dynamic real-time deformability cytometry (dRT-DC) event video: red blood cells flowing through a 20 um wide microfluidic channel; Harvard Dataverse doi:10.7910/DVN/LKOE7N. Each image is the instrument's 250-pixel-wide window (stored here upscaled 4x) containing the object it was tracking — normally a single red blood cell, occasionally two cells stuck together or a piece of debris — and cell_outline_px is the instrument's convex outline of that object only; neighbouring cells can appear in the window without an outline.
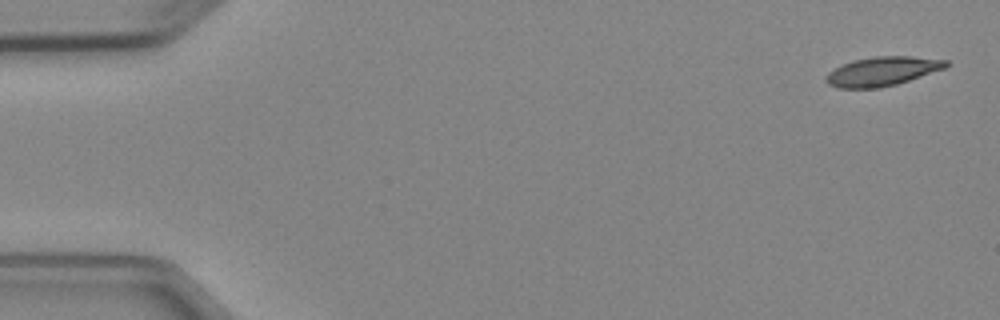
{"species": "Egyptian fruit bat (a non-hibernating species)", "species_latin": "Rousettus aegyptiacus", "temperature_condition": "cold", "stored_images_in_passage": 6, "camera_frame_rate_fps": 3000, "um_per_image_px": 0.085, "animal": {"sex": "female"}, "frame": {"image": 1, "passage_image": 1, "time_ms": 0.0, "image_size_px": [1000, 320], "cell_outline_px": [[948, 68], [896, 84], [880, 88], [840, 88], [828, 84], [824, 80], [824, 76], [828, 72], [852, 60], [872, 56], [912, 56], [948, 60]], "centroid_in_image_um": [75.01, 6.05], "position_along_channel_um": 10.0, "area_um2": 20.52}}
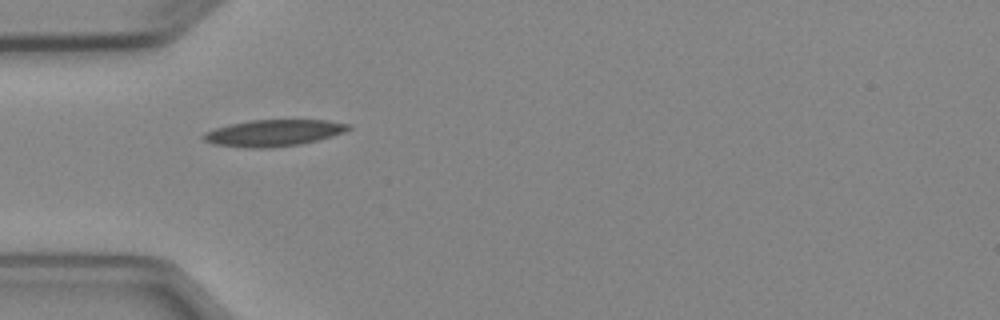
{"frame": {"image": 2, "passage_image": 5, "time_ms": 4.667, "image_size_px": [1000, 320], "cell_outline_px": [[352, 128], [344, 132], [316, 140], [300, 144], [272, 148], [244, 148], [212, 144], [204, 140], [200, 136], [204, 132], [228, 124], [252, 120], [328, 120], [352, 124]], "centroid_in_image_um": [23.22, 11.3], "position_along_channel_um": 61.8, "area_um2": 22.6}}
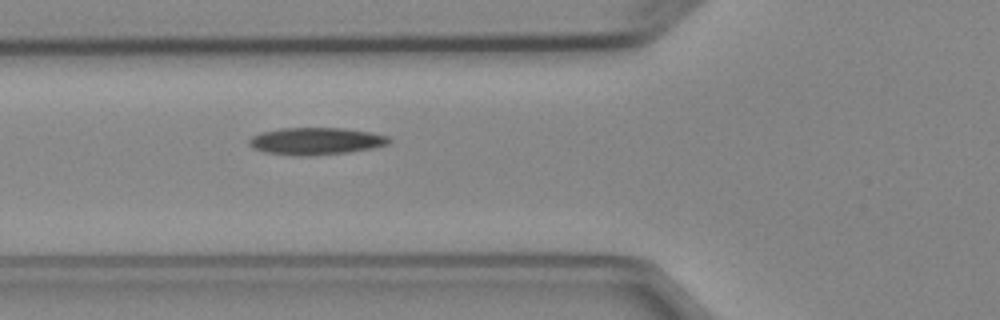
{"frame": {"image": 3, "passage_image": 6, "time_ms": 5.667, "image_size_px": [1000, 320], "cell_outline_px": [[392, 140], [388, 144], [372, 148], [348, 152], [308, 156], [296, 156], [264, 152], [252, 148], [248, 144], [248, 140], [252, 136], [260, 132], [280, 128], [344, 128], [372, 132], [388, 136]], "centroid_in_image_um": [26.83, 11.99], "position_along_channel_um": 99.0, "area_um2": 22.37}}